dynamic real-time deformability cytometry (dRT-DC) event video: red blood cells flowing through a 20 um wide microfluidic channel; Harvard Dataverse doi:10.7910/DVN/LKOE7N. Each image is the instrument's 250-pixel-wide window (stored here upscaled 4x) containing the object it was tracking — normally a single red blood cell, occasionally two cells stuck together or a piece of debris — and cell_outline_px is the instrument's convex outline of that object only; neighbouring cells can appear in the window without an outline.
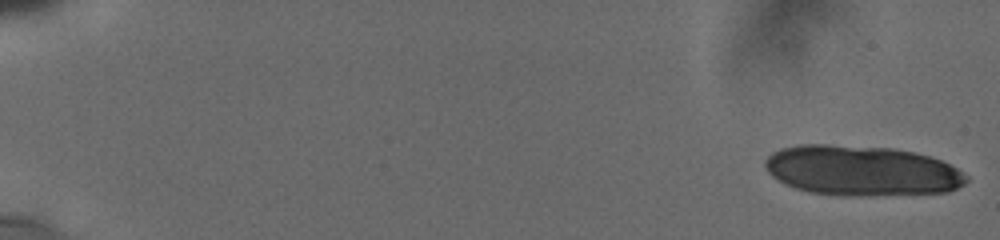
{"species": "human", "species_latin": "Homo sapiens", "temperature_condition": "cold", "stored_images_in_passage": 16, "camera_frame_rate_fps": 3000, "um_per_image_px": 0.085, "donor": {"sex": "male"}, "frame": {"image": 1, "passage_image": 1, "time_ms": 0.0, "image_size_px": [1000, 240], "cell_outline_px": [[968, 180], [964, 184], [948, 192], [876, 196], [840, 196], [808, 192], [784, 184], [772, 176], [768, 172], [764, 164], [764, 160], [772, 152], [780, 148], [800, 144], [824, 144], [892, 148], [912, 152], [928, 156], [940, 160], [964, 172], [968, 176]], "centroid_in_image_um": [73.21, 14.52], "position_along_channel_um": 11.8, "area_um2": 59.36}}